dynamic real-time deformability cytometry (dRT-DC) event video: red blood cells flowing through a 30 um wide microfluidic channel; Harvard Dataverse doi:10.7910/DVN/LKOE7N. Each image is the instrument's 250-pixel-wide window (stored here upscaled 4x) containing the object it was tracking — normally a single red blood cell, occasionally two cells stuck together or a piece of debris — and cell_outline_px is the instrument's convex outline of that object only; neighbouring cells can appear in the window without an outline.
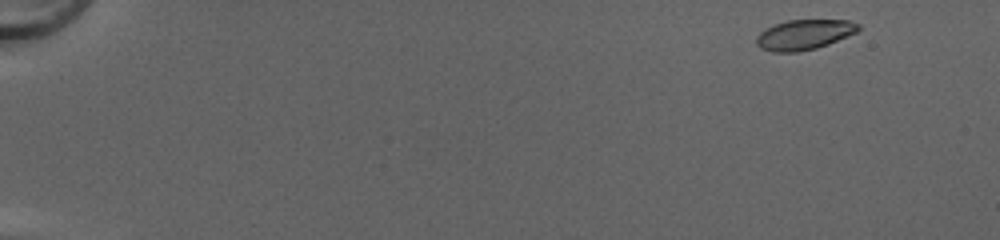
{"species": "common noctule bat (a hibernating species)", "species_latin": "Nyctalus noctula", "temperature_condition": "cold", "stored_images_in_passage": 48, "camera_frame_rate_fps": 3000, "um_per_image_px": 0.085, "animal": {"sex": "female", "body_mass_g": 20.0, "forearm_length_mm": 54.0}, "frame": {"image": 1, "passage_image": 1, "time_ms": 0.0, "image_size_px": [1000, 240], "cell_outline_px": [[860, 28], [856, 32], [828, 44], [816, 48], [796, 52], [772, 52], [760, 48], [756, 44], [756, 36], [764, 28], [788, 20], [848, 20], [860, 24]], "centroid_in_image_um": [68.32, 2.94], "position_along_channel_um": 16.7, "area_um2": 17.86}}
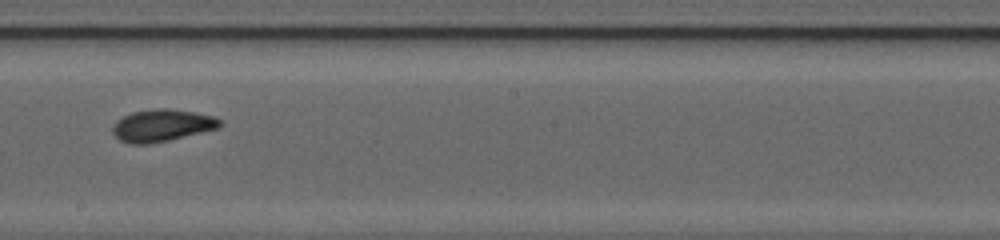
{"frame": {"image": 2, "passage_image": 28, "time_ms": 9.0, "image_size_px": [1000, 240], "cell_outline_px": [[224, 124], [220, 128], [152, 144], [128, 144], [120, 140], [112, 132], [112, 124], [116, 120], [132, 112], [156, 108], [168, 108], [196, 112], [216, 116], [224, 120]], "centroid_in_image_um": [13.82, 10.66], "position_along_channel_um": 234.4, "area_um2": 20.58}}
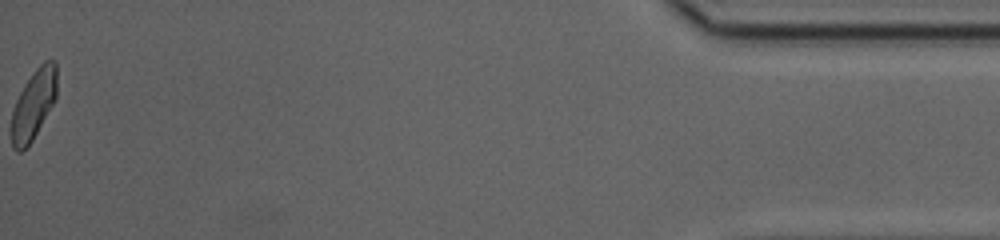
{"frame": {"image": 3, "passage_image": 48, "time_ms": 15.667, "image_size_px": [1000, 240], "cell_outline_px": [[56, 100], [32, 140], [20, 152], [16, 152], [12, 148], [12, 112], [16, 100], [24, 84], [32, 72], [44, 60], [56, 60]], "centroid_in_image_um": [2.86, 8.85], "position_along_channel_um": 432.3, "area_um2": 18.38}, "authors_computed_cell_mechanics": {"area_um2": 19.0162, "velocity_mm_per_s": 4.2183, "shape_relaxation_time_tau1_ms": 4.9576, "shape_relaxation_time_tau2_ms": 1.6183, "deformation_change_tau1": 0.1646, "deformation_change_tau2": 0.0686}}